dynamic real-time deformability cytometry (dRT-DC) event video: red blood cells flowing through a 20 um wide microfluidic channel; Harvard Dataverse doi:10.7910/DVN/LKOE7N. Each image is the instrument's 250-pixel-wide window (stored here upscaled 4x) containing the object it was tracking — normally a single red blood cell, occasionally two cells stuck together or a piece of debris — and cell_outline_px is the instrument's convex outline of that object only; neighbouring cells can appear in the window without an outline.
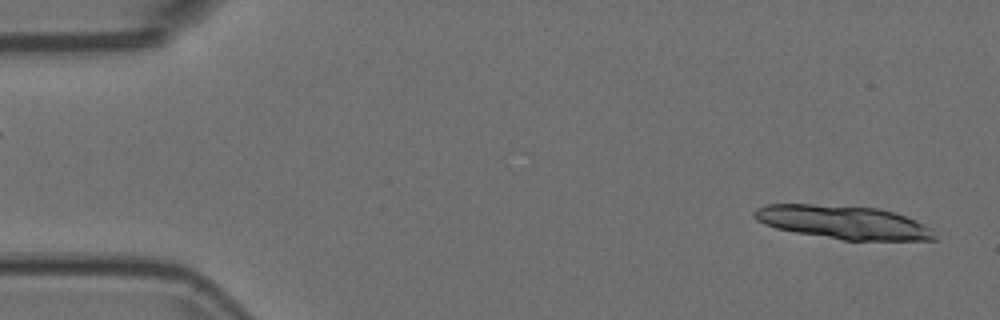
{"species": "Egyptian fruit bat (a non-hibernating species)", "species_latin": "Rousettus aegyptiacus", "temperature_condition": "room temperature", "stored_images_in_passage": 15, "camera_frame_rate_fps": 3000, "um_per_image_px": 0.085, "animal": {"sex": "female"}, "frame": {"image": 1, "passage_image": 2, "time_ms": 0.333, "image_size_px": [1000, 320], "cell_outline_px": [[936, 240], [844, 240], [796, 232], [776, 228], [764, 224], [756, 220], [752, 216], [752, 212], [756, 208], [768, 204], [812, 204], [880, 208], [904, 216], [928, 228]], "centroid_in_image_um": [71.57, 18.88], "position_along_channel_um": 13.4, "area_um2": 34.56}}